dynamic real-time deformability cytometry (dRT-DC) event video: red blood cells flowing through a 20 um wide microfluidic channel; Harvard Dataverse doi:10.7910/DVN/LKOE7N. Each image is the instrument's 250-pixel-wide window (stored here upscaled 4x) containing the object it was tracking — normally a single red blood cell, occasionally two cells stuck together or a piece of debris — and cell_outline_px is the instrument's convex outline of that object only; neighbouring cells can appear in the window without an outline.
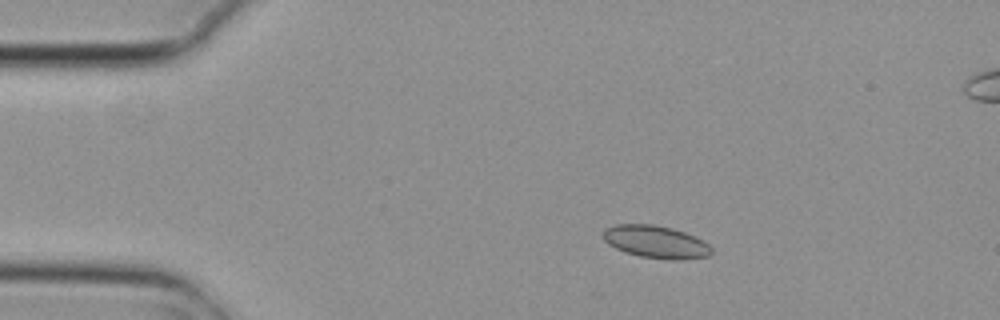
{"species": "common noctule bat (a hibernating species)", "species_latin": "Nyctalus noctula", "temperature_condition": "cold", "stored_images_in_passage": 8, "camera_frame_rate_fps": 3000, "um_per_image_px": 0.085, "animal": {"sex": "female", "body_mass_g": 29.2, "forearm_length_mm": 56.3}, "frame": {"image": 1, "passage_image": 3, "time_ms": 0.667, "image_size_px": [1000, 320], "cell_outline_px": [[712, 252], [708, 256], [680, 260], [668, 260], [640, 256], [624, 252], [608, 244], [604, 240], [604, 228], [616, 224], [652, 224], [672, 228], [684, 232], [704, 240], [712, 248]], "centroid_in_image_um": [55.75, 20.56], "position_along_channel_um": 29.2, "area_um2": 20.63}}
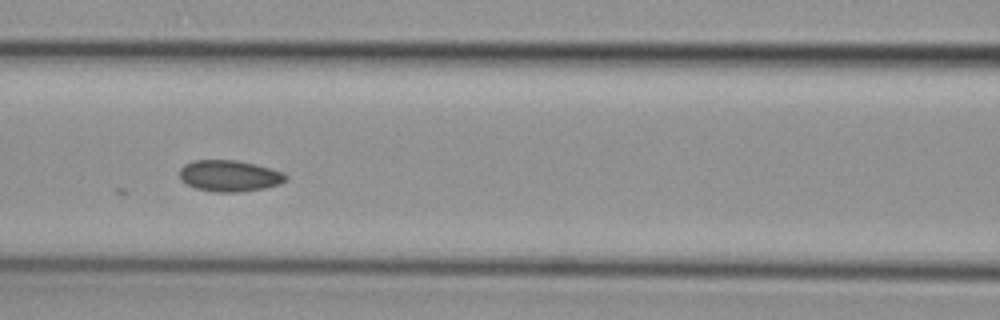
{"frame": {"image": 2, "passage_image": 7, "time_ms": 2.0, "image_size_px": [1000, 320], "cell_outline_px": [[288, 176], [280, 184], [264, 188], [236, 192], [216, 192], [196, 188], [180, 180], [180, 168], [184, 164], [192, 160], [236, 160], [256, 164], [272, 168], [284, 172]], "centroid_in_image_um": [19.5, 14.93], "position_along_channel_um": 147.1, "area_um2": 19.42}}
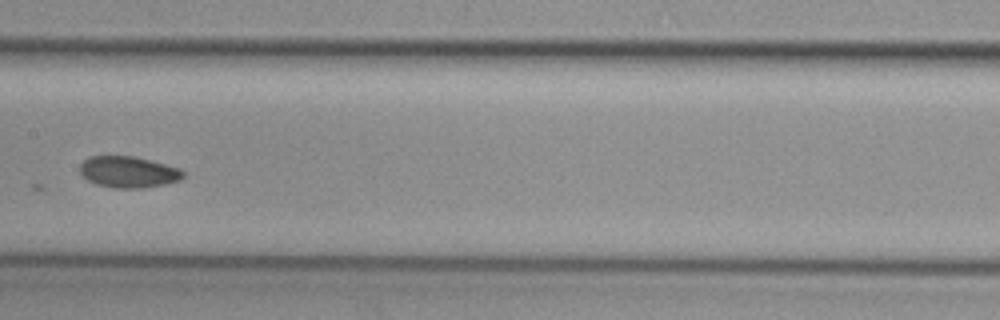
{"frame": {"image": 3, "passage_image": 8, "time_ms": 2.333, "image_size_px": [1000, 320], "cell_outline_px": [[184, 176], [180, 180], [164, 184], [144, 188], [116, 188], [96, 184], [88, 180], [80, 172], [80, 164], [88, 156], [132, 156], [180, 168], [184, 172]], "centroid_in_image_um": [10.9, 14.62], "position_along_channel_um": 196.5, "area_um2": 18.73}}